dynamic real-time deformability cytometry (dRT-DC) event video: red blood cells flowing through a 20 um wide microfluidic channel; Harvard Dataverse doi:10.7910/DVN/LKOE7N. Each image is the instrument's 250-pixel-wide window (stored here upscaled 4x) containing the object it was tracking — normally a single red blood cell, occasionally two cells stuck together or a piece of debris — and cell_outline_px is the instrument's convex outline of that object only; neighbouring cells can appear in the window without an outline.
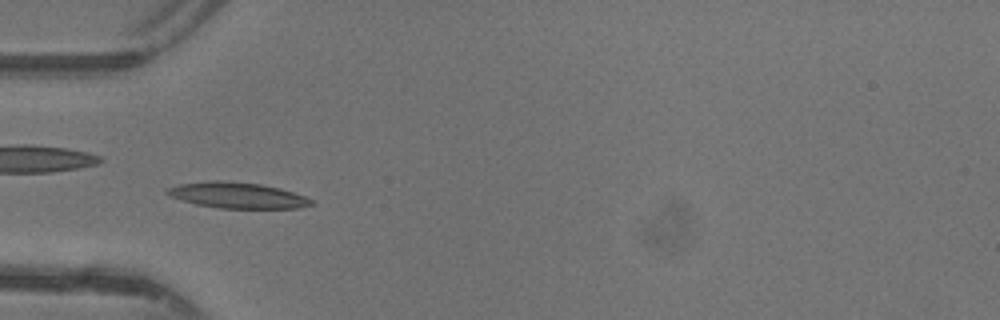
{"species": "common noctule bat (a hibernating species)", "species_latin": "Nyctalus noctula", "temperature_condition": "warm", "stored_images_in_passage": 34, "camera_frame_rate_fps": 3000, "um_per_image_px": 0.085, "animal": {"sex": "female"}, "frame": {"image": 1, "passage_image": 2, "time_ms": 0.333, "image_size_px": [1000, 320], "cell_outline_px": [[312, 204], [296, 208], [220, 208], [196, 204], [168, 196], [164, 192], [168, 188], [180, 184], [212, 180], [216, 180], [260, 184], [280, 188], [304, 196], [312, 200]], "centroid_in_image_um": [20.13, 16.6], "position_along_channel_um": 64.9, "area_um2": 21.44}}
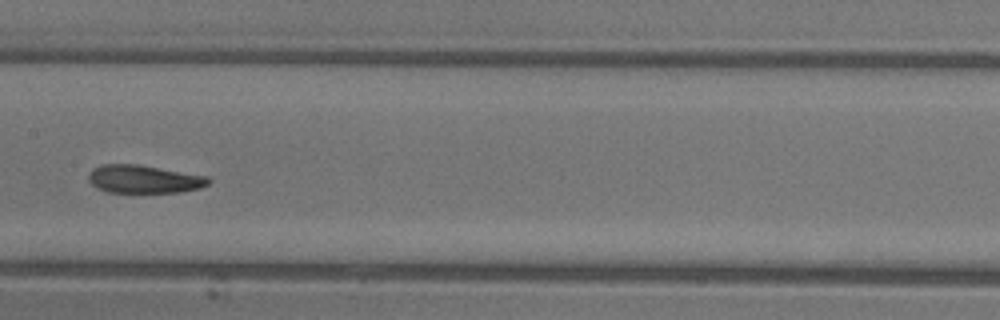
{"frame": {"image": 2, "passage_image": 11, "time_ms": 3.333, "image_size_px": [1000, 320], "cell_outline_px": [[212, 180], [208, 184], [200, 188], [180, 192], [108, 192], [96, 188], [88, 180], [88, 172], [92, 168], [100, 164], [136, 164], [208, 176]], "centroid_in_image_um": [12.2, 15.22], "position_along_channel_um": 195.2, "area_um2": 19.71}}
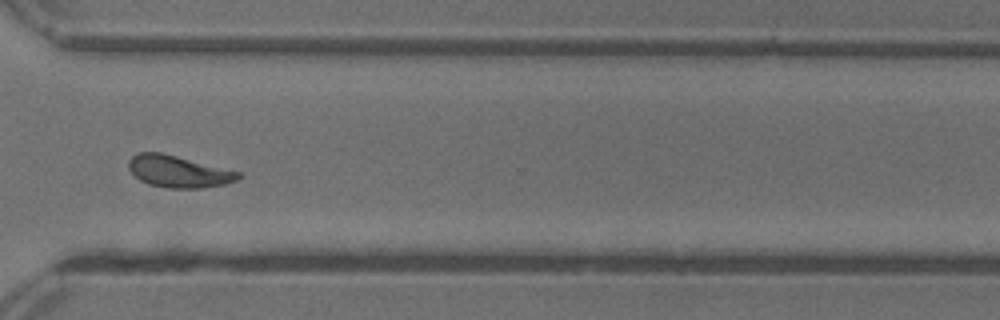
{"frame": {"image": 3, "passage_image": 22, "time_ms": 7.0, "image_size_px": [1000, 320], "cell_outline_px": [[244, 176], [240, 180], [224, 184], [200, 188], [168, 188], [148, 184], [140, 180], [128, 168], [128, 160], [132, 156], [140, 152], [160, 152], [240, 172]], "centroid_in_image_um": [15.19, 14.58], "position_along_channel_um": 355.4, "area_um2": 20.29}, "authors_computed_cell_mechanics": {"area_um2": 19.9699, "velocity_mm_per_s": 4.3766, "shape_relaxation_time_tau1_ms": 3.8748, "shape_relaxation_time_tau2_ms": 3.3293, "deformation_change_tau1": 0.174, "deformation_change_tau2": 0.0896}}